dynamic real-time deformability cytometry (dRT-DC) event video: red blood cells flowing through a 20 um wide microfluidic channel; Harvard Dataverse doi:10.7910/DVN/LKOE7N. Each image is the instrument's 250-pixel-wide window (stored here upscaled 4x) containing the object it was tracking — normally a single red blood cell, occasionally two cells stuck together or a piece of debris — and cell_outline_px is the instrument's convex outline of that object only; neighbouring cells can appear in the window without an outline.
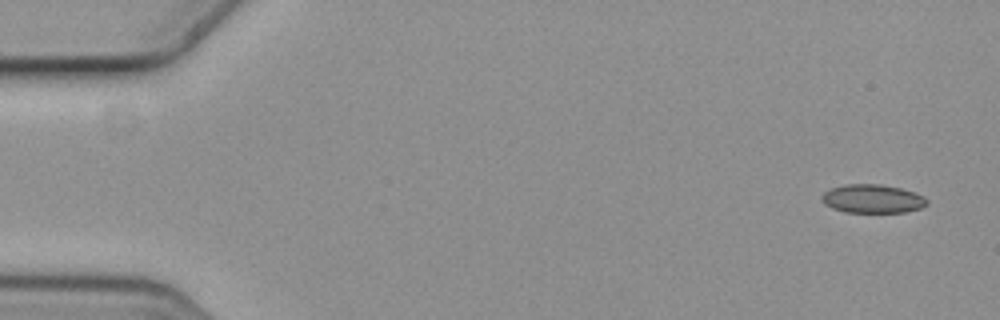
{"species": "common noctule bat (a hibernating species)", "species_latin": "Nyctalus noctula", "temperature_condition": "cold", "stored_images_in_passage": 6, "camera_frame_rate_fps": 3000, "um_per_image_px": 0.085, "animal": {"sex": "female", "body_mass_g": 19.3, "forearm_length_mm": 54.1}, "frame": {"image": 1, "passage_image": 1, "time_ms": 0.0, "image_size_px": [1000, 320], "cell_outline_px": [[928, 204], [920, 208], [904, 212], [844, 212], [832, 208], [824, 204], [820, 196], [824, 192], [832, 188], [848, 184], [880, 184], [900, 188], [924, 196], [928, 200]], "centroid_in_image_um": [74.15, 16.9], "position_along_channel_um": 10.8, "area_um2": 17.46}}
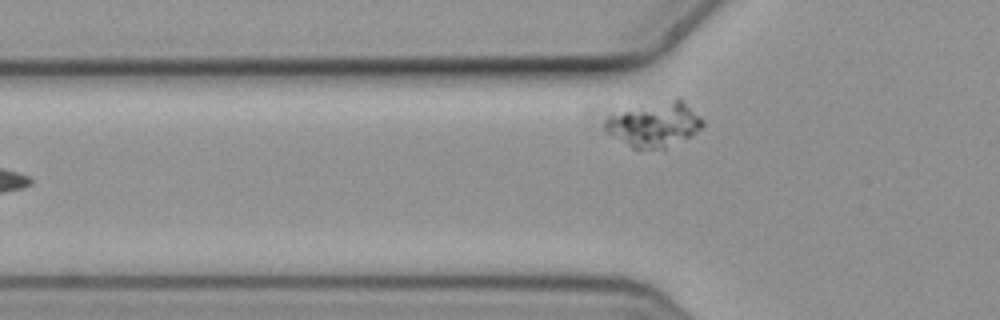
{"frame": {"image": 2, "passage_image": 6, "time_ms": 1.667, "image_size_px": [1000, 320], "cell_outline_px": [[704, 124], [692, 136], [664, 152], [632, 148], [608, 132], [604, 128], [604, 120], [608, 116], [680, 96], [704, 120]], "centroid_in_image_um": [55.72, 10.63], "position_along_channel_um": 70.1, "area_um2": 25.84}}